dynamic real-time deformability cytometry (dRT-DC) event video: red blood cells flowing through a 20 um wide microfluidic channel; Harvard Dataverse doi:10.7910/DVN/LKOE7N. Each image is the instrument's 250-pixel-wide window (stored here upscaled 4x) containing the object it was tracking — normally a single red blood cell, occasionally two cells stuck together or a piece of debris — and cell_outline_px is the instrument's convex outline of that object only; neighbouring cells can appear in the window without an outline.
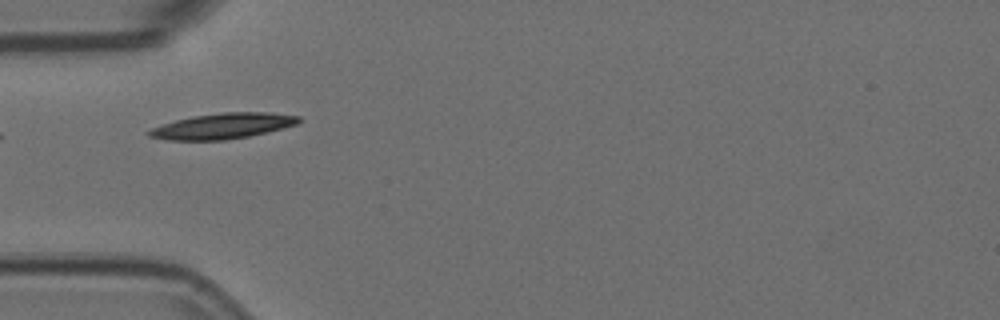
{"species": "Egyptian fruit bat (a non-hibernating species)", "species_latin": "Rousettus aegyptiacus", "temperature_condition": "room temperature", "stored_images_in_passage": 8, "camera_frame_rate_fps": 3000, "um_per_image_px": 0.085, "animal": {"sex": "female"}, "frame": {"image": 1, "passage_image": 4, "time_ms": 1.0, "image_size_px": [1000, 320], "cell_outline_px": [[300, 120], [296, 124], [268, 132], [248, 136], [224, 140], [168, 140], [148, 136], [144, 132], [152, 128], [176, 120], [192, 116], [220, 112], [268, 112], [300, 116]], "centroid_in_image_um": [18.91, 10.71], "position_along_channel_um": 66.1, "area_um2": 22.25}}
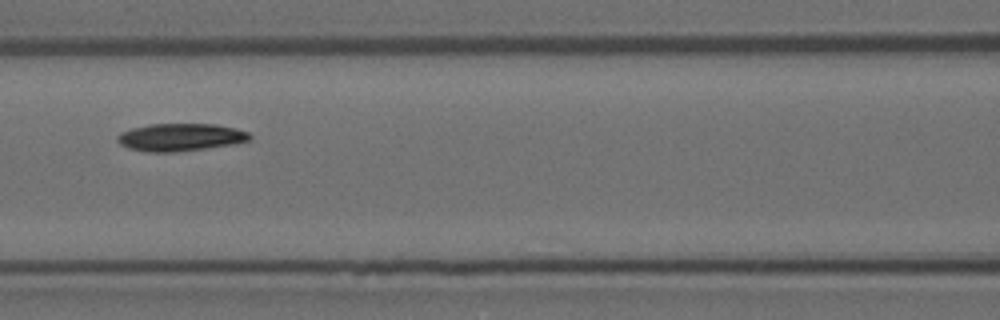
{"frame": {"image": 2, "passage_image": 6, "time_ms": 1.667, "image_size_px": [1000, 320], "cell_outline_px": [[252, 136], [248, 140], [232, 144], [204, 148], [172, 152], [148, 152], [128, 148], [120, 144], [116, 140], [116, 136], [120, 132], [132, 128], [148, 124], [216, 124], [236, 128], [248, 132]], "centroid_in_image_um": [15.29, 11.65], "position_along_channel_um": 151.3, "area_um2": 21.21}}
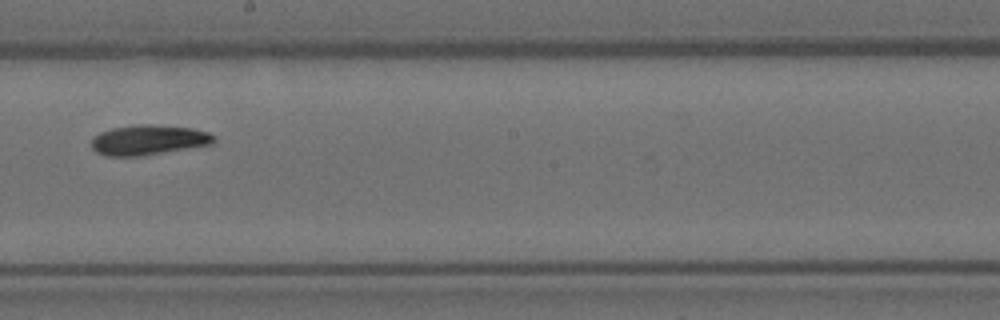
{"frame": {"image": 3, "passage_image": 8, "time_ms": 2.333, "image_size_px": [1000, 320], "cell_outline_px": [[216, 140], [212, 144], [136, 156], [108, 156], [96, 152], [92, 148], [92, 136], [100, 132], [112, 128], [136, 124], [152, 124], [192, 128], [208, 132], [216, 136]], "centroid_in_image_um": [12.6, 11.88], "position_along_channel_um": 235.6, "area_um2": 21.33}}